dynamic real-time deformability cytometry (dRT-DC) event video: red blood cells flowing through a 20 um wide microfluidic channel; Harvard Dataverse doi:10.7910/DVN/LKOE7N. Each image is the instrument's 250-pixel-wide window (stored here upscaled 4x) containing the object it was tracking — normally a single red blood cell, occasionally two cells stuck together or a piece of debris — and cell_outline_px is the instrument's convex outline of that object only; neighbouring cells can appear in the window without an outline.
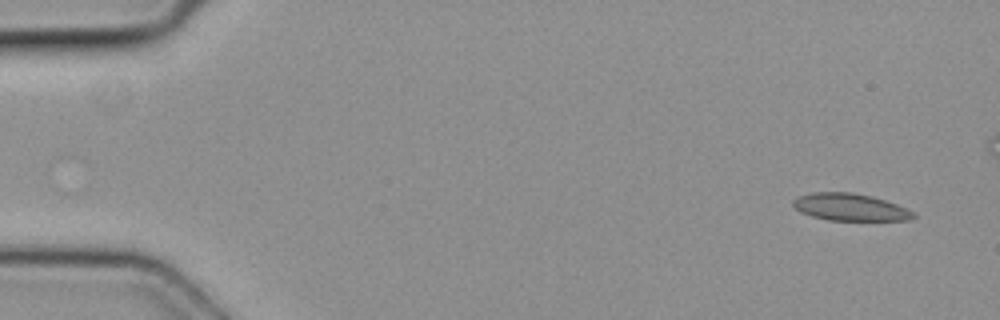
{"species": "common noctule bat (a hibernating species)", "species_latin": "Nyctalus noctula", "temperature_condition": "cold", "stored_images_in_passage": 5, "camera_frame_rate_fps": 3000, "um_per_image_px": 0.085, "animal": {"sex": "female", "body_mass_g": 19.3, "forearm_length_mm": 54.1}, "frame": {"image": 1, "passage_image": 1, "time_ms": 0.0, "image_size_px": [1000, 320], "cell_outline_px": [[916, 216], [908, 220], [828, 220], [812, 216], [800, 212], [792, 204], [792, 200], [796, 196], [812, 192], [852, 192], [872, 196], [908, 208], [916, 212]], "centroid_in_image_um": [72.25, 17.6], "position_along_channel_um": 12.7, "area_um2": 19.19}}